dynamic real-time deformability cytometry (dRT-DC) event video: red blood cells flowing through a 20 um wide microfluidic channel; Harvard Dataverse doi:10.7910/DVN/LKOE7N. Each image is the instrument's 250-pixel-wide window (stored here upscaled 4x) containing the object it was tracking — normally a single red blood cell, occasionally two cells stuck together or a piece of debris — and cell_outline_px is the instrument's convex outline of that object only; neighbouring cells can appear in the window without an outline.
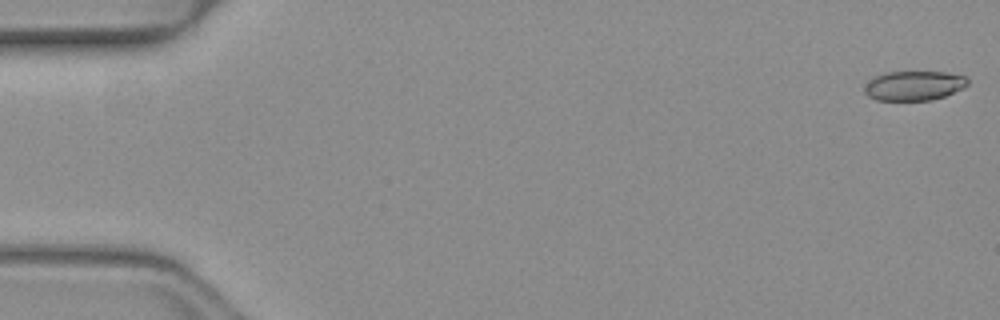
{"species": "common noctule bat (a hibernating species)", "species_latin": "Nyctalus noctula", "temperature_condition": "warm", "stored_images_in_passage": 20, "camera_frame_rate_fps": 3000, "um_per_image_px": 0.085, "animal": {"sex": "female", "body_mass_g": 19.3, "forearm_length_mm": 54.1}, "frame": {"image": 1, "passage_image": 1, "time_ms": 0.0, "image_size_px": [1000, 320], "cell_outline_px": [[968, 84], [964, 88], [944, 96], [932, 100], [876, 100], [868, 96], [864, 92], [864, 88], [876, 76], [888, 72], [944, 72], [964, 76], [968, 80]], "centroid_in_image_um": [77.72, 7.29], "position_along_channel_um": 7.3, "area_um2": 17.51}}
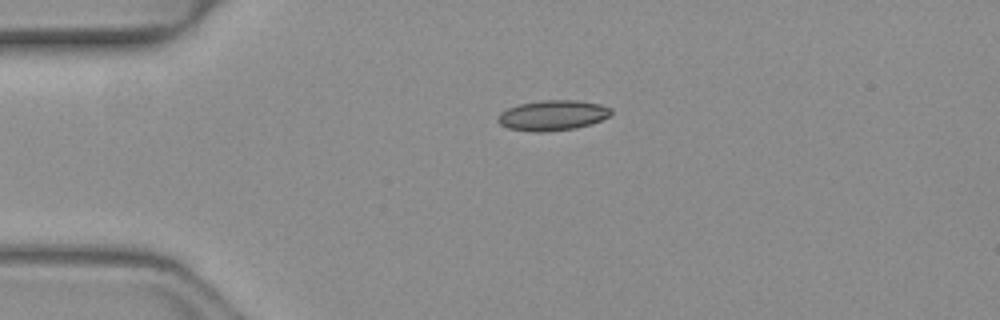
{"frame": {"image": 2, "passage_image": 12, "time_ms": 3.667, "image_size_px": [1000, 320], "cell_outline_px": [[612, 112], [608, 116], [592, 124], [576, 128], [544, 132], [532, 132], [508, 128], [500, 124], [496, 120], [496, 116], [500, 112], [508, 108], [520, 104], [540, 100], [576, 100], [600, 104], [612, 108]], "centroid_in_image_um": [46.95, 9.81], "position_along_channel_um": 38.1, "area_um2": 20.11}}
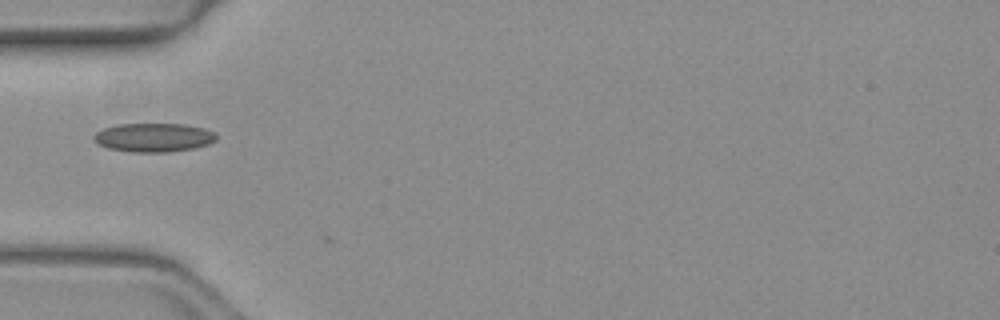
{"frame": {"image": 3, "passage_image": 17, "time_ms": 5.333, "image_size_px": [1000, 320], "cell_outline_px": [[216, 140], [208, 144], [196, 148], [168, 152], [132, 152], [108, 148], [92, 140], [92, 136], [96, 132], [104, 128], [116, 124], [184, 124], [204, 128], [212, 132], [216, 136]], "centroid_in_image_um": [13.04, 11.69], "position_along_channel_um": 72.0, "area_um2": 20.58}}